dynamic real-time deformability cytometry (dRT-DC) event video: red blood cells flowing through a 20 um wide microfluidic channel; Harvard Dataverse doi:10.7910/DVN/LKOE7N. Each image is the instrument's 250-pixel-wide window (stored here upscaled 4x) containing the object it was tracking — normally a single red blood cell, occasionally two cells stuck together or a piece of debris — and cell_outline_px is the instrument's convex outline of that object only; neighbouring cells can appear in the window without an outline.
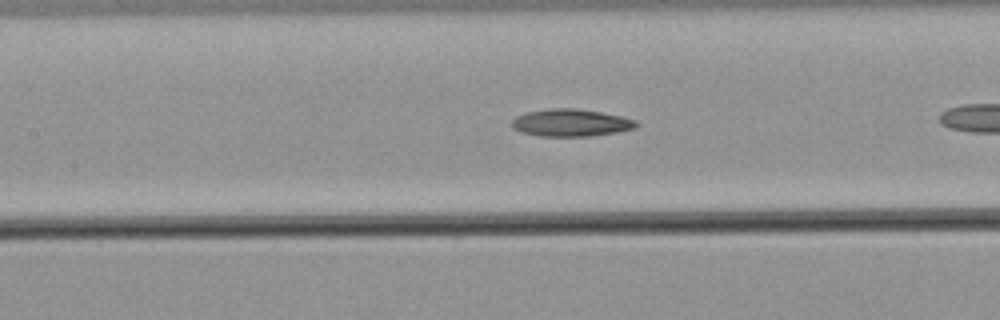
{"species": "common noctule bat (a hibernating species)", "species_latin": "Nyctalus noctula", "temperature_condition": "warm", "stored_images_in_passage": 24, "camera_frame_rate_fps": 3000, "um_per_image_px": 0.085, "animal": {"sex": "male", "body_mass_g": 21.5, "forearm_length_mm": 52.0}, "frame": {"image": 1, "passage_image": 8, "time_ms": 2.333, "image_size_px": [1000, 320], "cell_outline_px": [[640, 124], [636, 128], [616, 132], [592, 136], [540, 136], [520, 132], [512, 128], [512, 120], [516, 116], [528, 112], [548, 108], [576, 108], [600, 112], [620, 116], [636, 120]], "centroid_in_image_um": [48.53, 10.43], "position_along_channel_um": 158.9, "area_um2": 19.88}}
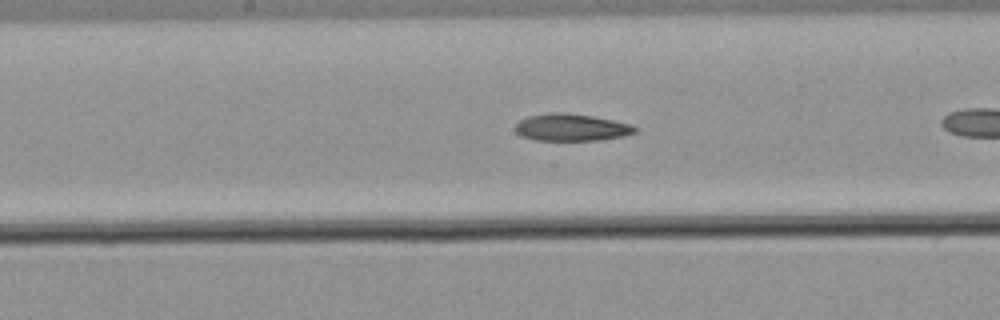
{"frame": {"image": 2, "passage_image": 11, "time_ms": 3.333, "image_size_px": [1000, 320], "cell_outline_px": [[636, 132], [624, 136], [600, 140], [536, 140], [520, 136], [516, 132], [516, 124], [520, 120], [528, 116], [548, 112], [564, 112], [592, 116], [632, 124], [636, 128]], "centroid_in_image_um": [48.55, 10.82], "position_along_channel_um": 199.6, "area_um2": 18.96}}